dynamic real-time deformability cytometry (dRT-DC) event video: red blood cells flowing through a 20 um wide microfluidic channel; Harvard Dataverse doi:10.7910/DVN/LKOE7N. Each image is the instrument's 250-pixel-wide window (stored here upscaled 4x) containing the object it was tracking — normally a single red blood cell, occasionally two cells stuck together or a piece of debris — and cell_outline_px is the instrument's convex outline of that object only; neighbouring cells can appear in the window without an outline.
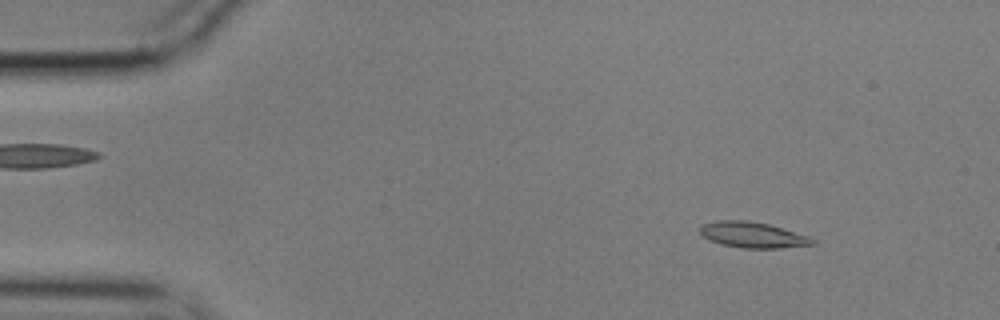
{"species": "common noctule bat (a hibernating species)", "species_latin": "Nyctalus noctula", "temperature_condition": "cold", "stored_images_in_passage": 13, "camera_frame_rate_fps": 3000, "um_per_image_px": 0.085, "animal": {"sex": "male", "body_mass_g": 17.9}, "frame": {"image": 1, "passage_image": 6, "time_ms": 1.667, "image_size_px": [1000, 320], "cell_outline_px": [[816, 244], [780, 248], [740, 248], [720, 244], [708, 240], [700, 232], [700, 228], [704, 224], [716, 220], [748, 220], [768, 224], [808, 236], [816, 240]], "centroid_in_image_um": [63.97, 19.97], "position_along_channel_um": 21.0, "area_um2": 16.88}}